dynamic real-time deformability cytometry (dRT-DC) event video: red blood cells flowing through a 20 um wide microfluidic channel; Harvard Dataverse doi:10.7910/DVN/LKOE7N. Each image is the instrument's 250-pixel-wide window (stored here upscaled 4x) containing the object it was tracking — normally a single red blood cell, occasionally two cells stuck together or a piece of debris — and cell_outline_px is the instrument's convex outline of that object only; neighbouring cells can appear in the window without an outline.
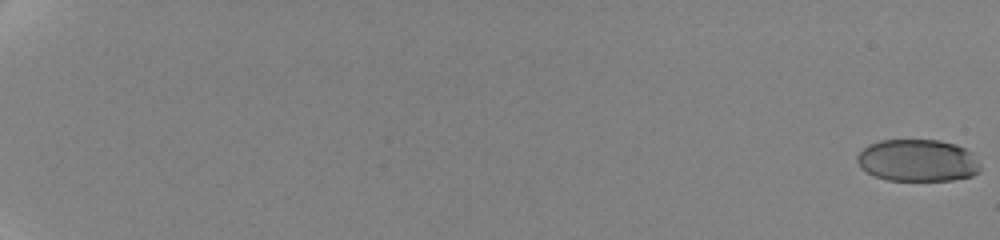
{"species": "human", "species_latin": "Homo sapiens", "temperature_condition": "cold", "stored_images_in_passage": 51, "camera_frame_rate_fps": 3000, "um_per_image_px": 0.085, "donor": {"sex": "female"}, "frame": {"image": 1, "passage_image": 1, "time_ms": 0.0, "image_size_px": [1000, 240], "cell_outline_px": [[980, 172], [972, 176], [952, 180], [888, 180], [876, 176], [860, 168], [856, 160], [856, 156], [868, 144], [880, 140], [940, 140], [956, 144], [976, 152], [980, 164]], "centroid_in_image_um": [78.06, 13.63], "position_along_channel_um": 6.9, "area_um2": 30.69}}
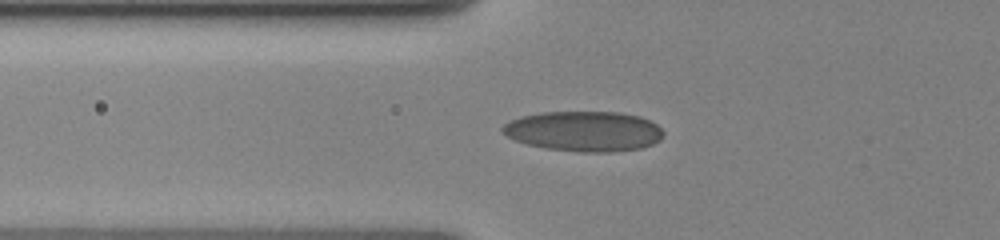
{"frame": {"image": 2, "passage_image": 42, "time_ms": 8.667, "image_size_px": [1000, 240], "cell_outline_px": [[664, 132], [660, 140], [652, 144], [640, 148], [612, 152], [580, 152], [544, 148], [528, 144], [516, 140], [500, 132], [500, 128], [508, 120], [520, 116], [544, 112], [620, 112], [640, 116], [656, 124]], "centroid_in_image_um": [49.61, 11.15], "position_along_channel_um": 76.2, "area_um2": 37.8}}
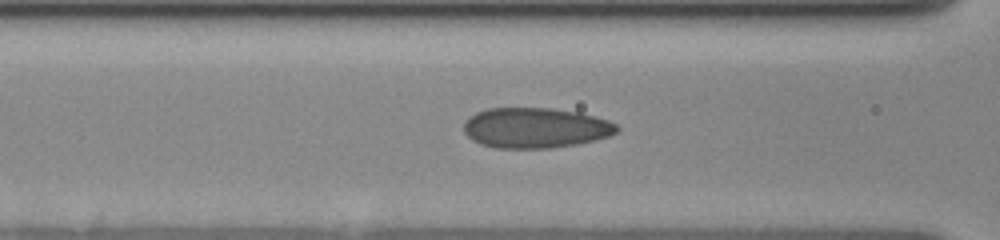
{"frame": {"image": 3, "passage_image": 50, "time_ms": 10.0, "image_size_px": [1000, 240], "cell_outline_px": [[620, 128], [616, 132], [608, 136], [596, 140], [576, 144], [552, 148], [496, 148], [480, 144], [472, 140], [464, 132], [464, 124], [468, 116], [476, 112], [488, 108], [552, 108], [580, 112], [608, 120], [616, 124]], "centroid_in_image_um": [45.5, 10.86], "position_along_channel_um": 121.1, "area_um2": 36.18}}